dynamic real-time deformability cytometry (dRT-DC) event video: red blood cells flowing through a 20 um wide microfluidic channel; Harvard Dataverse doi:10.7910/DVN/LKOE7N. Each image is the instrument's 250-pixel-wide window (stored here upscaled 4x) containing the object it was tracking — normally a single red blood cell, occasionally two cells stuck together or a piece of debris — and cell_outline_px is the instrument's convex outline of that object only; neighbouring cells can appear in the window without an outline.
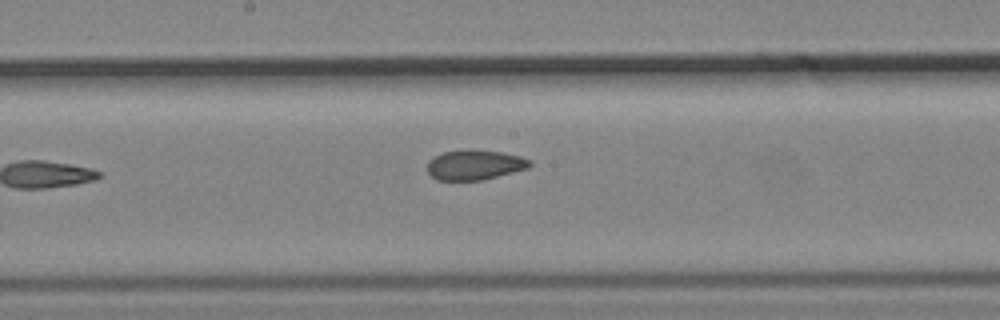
{"species": "common noctule bat (a hibernating species)", "species_latin": "Nyctalus noctula", "temperature_condition": "cold", "stored_images_in_passage": 8, "camera_frame_rate_fps": 3000, "um_per_image_px": 0.085, "animal": {"sex": "male", "body_mass_g": 19.2, "forearm_length_mm": 51.8}, "frame": {"image": 1, "passage_image": 8, "time_ms": 9.333, "image_size_px": [1000, 320], "cell_outline_px": [[532, 164], [528, 168], [484, 180], [436, 180], [428, 172], [428, 160], [444, 152], [500, 152], [520, 156], [532, 160]], "centroid_in_image_um": [40.38, 14.06], "position_along_channel_um": 207.8, "area_um2": 17.22}}